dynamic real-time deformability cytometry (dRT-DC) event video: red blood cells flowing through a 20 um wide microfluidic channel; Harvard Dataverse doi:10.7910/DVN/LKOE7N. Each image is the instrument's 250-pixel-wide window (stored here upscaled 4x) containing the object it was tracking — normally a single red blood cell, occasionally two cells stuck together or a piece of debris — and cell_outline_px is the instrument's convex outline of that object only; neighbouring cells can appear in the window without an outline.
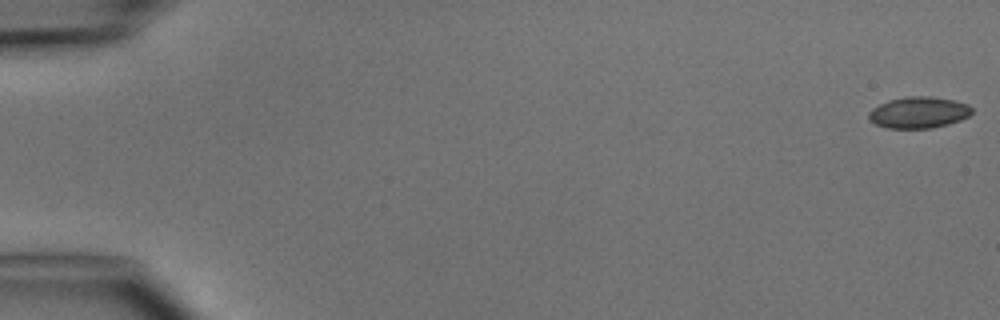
{"species": "common noctule bat (a hibernating species)", "species_latin": "Nyctalus noctula", "temperature_condition": "cold", "stored_images_in_passage": 5, "camera_frame_rate_fps": 3000, "um_per_image_px": 0.085, "animal": {"sex": "male", "body_mass_g": 15.6}, "frame": {"image": 1, "passage_image": 1, "time_ms": 0.0, "image_size_px": [1000, 320], "cell_outline_px": [[972, 112], [968, 116], [960, 120], [948, 124], [932, 128], [888, 128], [876, 124], [868, 120], [868, 112], [872, 108], [888, 100], [908, 96], [928, 96], [952, 100], [968, 104], [972, 108]], "centroid_in_image_um": [78.06, 9.56], "position_along_channel_um": 6.9, "area_um2": 18.84}}
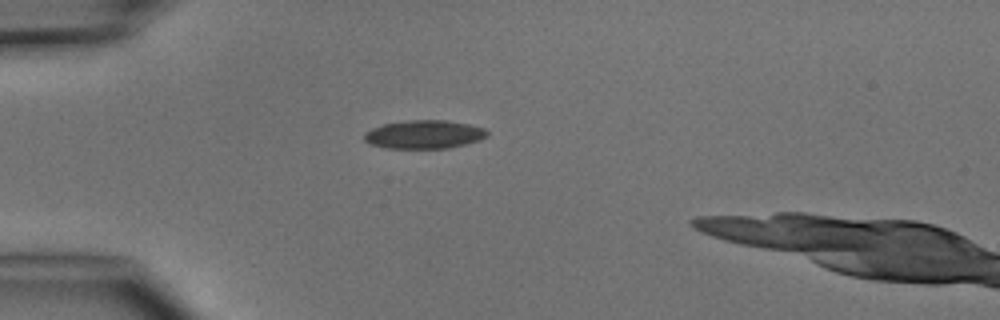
{"frame": {"image": 2, "passage_image": 4, "time_ms": 4.333, "image_size_px": [1000, 320], "cell_outline_px": [[488, 136], [480, 140], [468, 144], [448, 148], [388, 148], [372, 144], [364, 140], [364, 132], [372, 128], [384, 124], [412, 120], [444, 120], [468, 124], [484, 128], [488, 132]], "centroid_in_image_um": [36.08, 11.43], "position_along_channel_um": 48.9, "area_um2": 20.29}}